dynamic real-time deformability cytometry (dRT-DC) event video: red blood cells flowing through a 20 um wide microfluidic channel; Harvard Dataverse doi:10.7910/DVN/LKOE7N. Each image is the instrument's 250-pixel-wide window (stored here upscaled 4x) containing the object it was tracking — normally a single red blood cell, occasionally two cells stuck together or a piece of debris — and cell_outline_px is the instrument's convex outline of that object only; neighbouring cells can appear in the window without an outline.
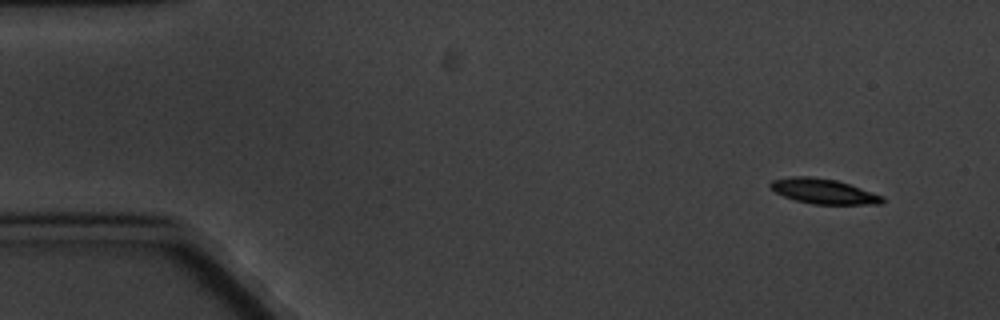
{"species": "common noctule bat (a hibernating species)", "species_latin": "Nyctalus noctula", "temperature_condition": "cold", "stored_images_in_passage": 9, "camera_frame_rate_fps": 3000, "um_per_image_px": 0.085, "animal": {"sex": "male", "body_mass_g": 20.1, "forearm_length_mm": 53.5}, "frame": {"image": 1, "passage_image": 1, "time_ms": 0.0, "image_size_px": [1000, 320], "cell_outline_px": [[884, 200], [880, 204], [812, 204], [796, 200], [784, 196], [776, 192], [768, 184], [772, 180], [792, 176], [808, 176], [836, 180], [884, 196]], "centroid_in_image_um": [69.99, 16.26], "position_along_channel_um": 15.0, "area_um2": 16.13}}
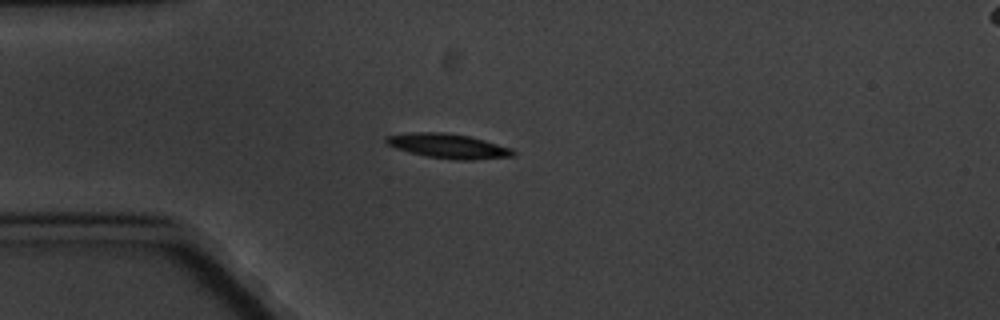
{"frame": {"image": 2, "passage_image": 4, "time_ms": 3.667, "image_size_px": [1000, 320], "cell_outline_px": [[516, 152], [512, 156], [476, 160], [456, 160], [428, 156], [396, 148], [388, 144], [384, 140], [384, 136], [412, 132], [444, 132], [468, 136], [484, 140], [512, 148]], "centroid_in_image_um": [38.11, 12.4], "position_along_channel_um": 46.9, "area_um2": 18.03}}